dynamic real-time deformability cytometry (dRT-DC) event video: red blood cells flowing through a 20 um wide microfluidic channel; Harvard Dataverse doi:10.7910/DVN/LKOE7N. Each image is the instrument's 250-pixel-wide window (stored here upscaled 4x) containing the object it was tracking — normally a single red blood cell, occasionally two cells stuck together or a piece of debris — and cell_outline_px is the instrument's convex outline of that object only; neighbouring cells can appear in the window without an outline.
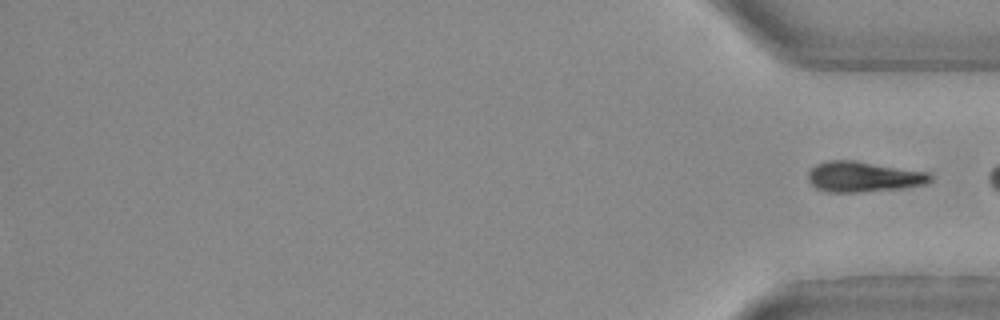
{"species": "Egyptian fruit bat (a non-hibernating species)", "species_latin": "Rousettus aegyptiacus", "temperature_condition": "warm", "stored_images_in_passage": 25, "segment_of_instrument_passage": [2, 2], "camera_frame_rate_fps": 3000, "um_per_image_px": 0.085, "animal": {"sex": "female"}, "frame": {"image": 1, "passage_image": 25, "time_ms": 8.0, "image_size_px": [1000, 320], "cell_outline_px": [[932, 180], [924, 184], [904, 188], [856, 192], [828, 192], [816, 188], [808, 180], [808, 172], [816, 164], [828, 160], [856, 160], [932, 172]], "centroid_in_image_um": [73.43, 15.01], "position_along_channel_um": 361.8, "area_um2": 21.96}}